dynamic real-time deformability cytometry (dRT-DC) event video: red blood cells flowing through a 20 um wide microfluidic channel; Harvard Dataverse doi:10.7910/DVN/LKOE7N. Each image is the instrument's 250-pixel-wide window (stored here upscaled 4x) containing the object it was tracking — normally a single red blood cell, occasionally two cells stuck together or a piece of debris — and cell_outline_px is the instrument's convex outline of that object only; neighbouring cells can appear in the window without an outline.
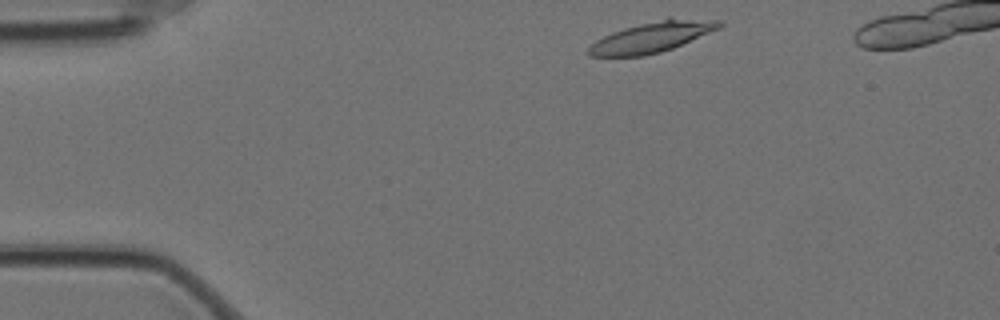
{"species": "Egyptian fruit bat (a non-hibernating species)", "species_latin": "Rousettus aegyptiacus", "temperature_condition": "cold", "stored_images_in_passage": 45, "camera_frame_rate_fps": 3000, "um_per_image_px": 0.085, "animal": {"sex": "female"}, "frame": {"image": 1, "passage_image": 2, "time_ms": 0.333, "image_size_px": [1000, 320], "cell_outline_px": [[724, 24], [720, 28], [672, 48], [660, 52], [644, 56], [588, 56], [588, 48], [596, 40], [612, 32], [624, 28], [668, 16], [720, 20]], "centroid_in_image_um": [55.46, 3.12], "position_along_channel_um": 29.5, "area_um2": 23.47}}
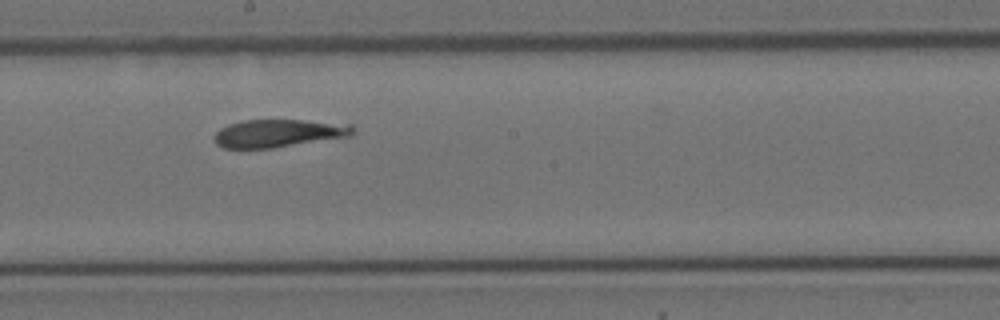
{"frame": {"image": 2, "passage_image": 24, "time_ms": 7.667, "image_size_px": [1000, 320], "cell_outline_px": [[352, 136], [272, 148], [224, 148], [216, 144], [216, 132], [220, 128], [228, 124], [244, 120], [300, 120], [352, 124]], "centroid_in_image_um": [23.67, 11.32], "position_along_channel_um": 224.5, "area_um2": 22.31}}
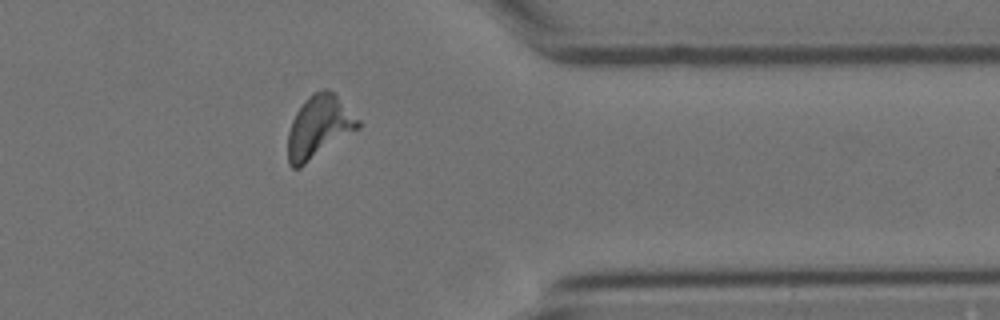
{"frame": {"image": 3, "passage_image": 39, "time_ms": 12.667, "image_size_px": [1000, 320], "cell_outline_px": [[360, 128], [300, 168], [292, 168], [288, 164], [288, 132], [292, 120], [296, 112], [304, 100], [312, 92], [320, 88], [328, 88], [360, 120]], "centroid_in_image_um": [27.09, 10.79], "position_along_channel_um": 384.3, "area_um2": 25.66}}